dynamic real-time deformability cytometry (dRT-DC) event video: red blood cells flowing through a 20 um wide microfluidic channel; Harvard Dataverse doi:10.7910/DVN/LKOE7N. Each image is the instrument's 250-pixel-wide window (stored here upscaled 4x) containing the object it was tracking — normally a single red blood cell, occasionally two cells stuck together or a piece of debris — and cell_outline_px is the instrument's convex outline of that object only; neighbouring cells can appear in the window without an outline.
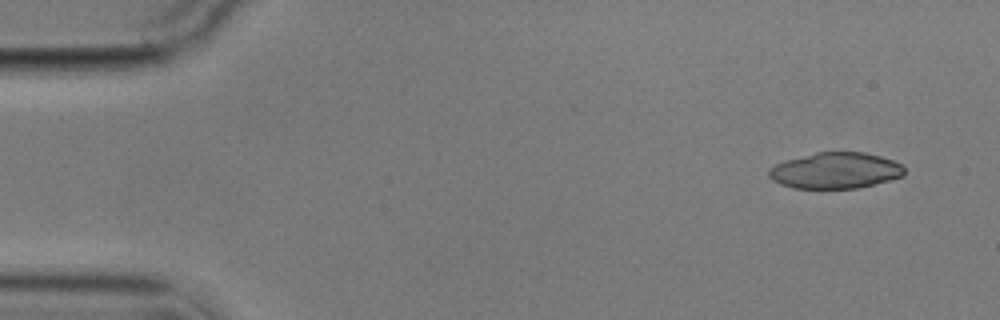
{"species": "common noctule bat (a hibernating species)", "species_latin": "Nyctalus noctula", "temperature_condition": "cold", "stored_images_in_passage": 6, "camera_frame_rate_fps": 3000, "um_per_image_px": 0.085, "animal": {"sex": "male", "body_mass_g": 17.9}, "frame": {"image": 1, "passage_image": 1, "time_ms": 0.0, "image_size_px": [1000, 320], "cell_outline_px": [[904, 176], [856, 188], [792, 188], [780, 184], [772, 180], [768, 176], [768, 168], [784, 160], [816, 152], [864, 152], [880, 156], [892, 160], [900, 164], [904, 168]], "centroid_in_image_um": [70.96, 14.49], "position_along_channel_um": 14.0, "area_um2": 28.44}}